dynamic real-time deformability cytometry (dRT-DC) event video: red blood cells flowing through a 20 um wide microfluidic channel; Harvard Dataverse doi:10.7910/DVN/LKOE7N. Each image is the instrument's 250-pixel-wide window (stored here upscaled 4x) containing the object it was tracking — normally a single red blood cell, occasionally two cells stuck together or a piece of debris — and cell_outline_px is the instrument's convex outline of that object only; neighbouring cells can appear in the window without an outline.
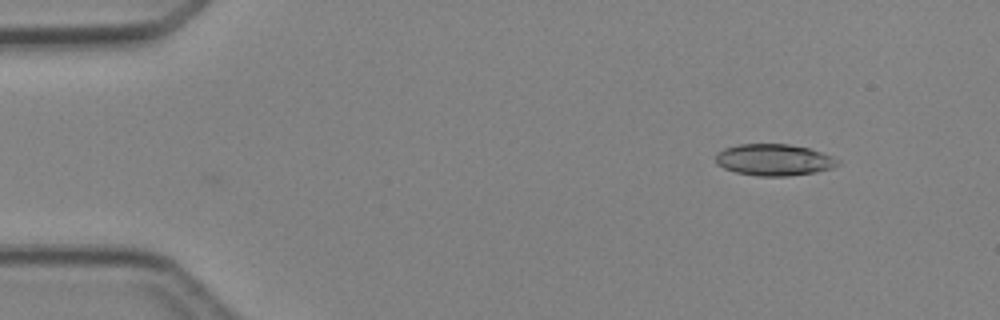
{"species": "Egyptian fruit bat (a non-hibernating species)", "species_latin": "Rousettus aegyptiacus", "temperature_condition": "cold", "stored_images_in_passage": 4, "camera_frame_rate_fps": 3000, "um_per_image_px": 0.085, "animal": {"sex": "female"}, "frame": {"image": 1, "passage_image": 1, "time_ms": 0.0, "image_size_px": [1000, 320], "cell_outline_px": [[840, 164], [832, 168], [816, 172], [788, 176], [760, 176], [736, 172], [724, 168], [716, 164], [716, 152], [724, 148], [740, 144], [788, 144], [808, 148], [832, 156], [840, 160]], "centroid_in_image_um": [65.79, 13.59], "position_along_channel_um": 19.2, "area_um2": 22.48}}